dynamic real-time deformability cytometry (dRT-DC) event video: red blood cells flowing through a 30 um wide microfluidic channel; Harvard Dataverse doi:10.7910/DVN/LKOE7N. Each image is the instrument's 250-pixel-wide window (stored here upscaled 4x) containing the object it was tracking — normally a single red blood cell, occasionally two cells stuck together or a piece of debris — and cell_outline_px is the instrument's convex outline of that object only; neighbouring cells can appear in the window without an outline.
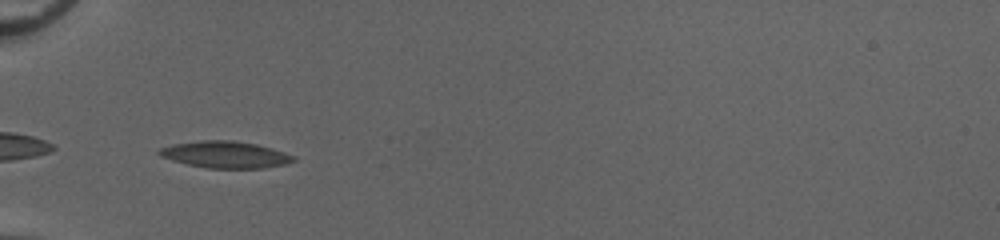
{"species": "common noctule bat (a hibernating species)", "species_latin": "Nyctalus noctula", "temperature_condition": "cold", "stored_images_in_passage": 34, "camera_frame_rate_fps": 3000, "um_per_image_px": 0.085, "animal": {"sex": "female", "body_mass_g": 20.0, "forearm_length_mm": 54.0}, "frame": {"image": 1, "passage_image": 1, "time_ms": 0.0, "image_size_px": [1000, 240], "cell_outline_px": [[296, 160], [284, 164], [264, 168], [208, 168], [188, 164], [172, 160], [160, 156], [156, 152], [160, 148], [172, 144], [200, 140], [232, 140], [256, 144], [272, 148], [296, 156]], "centroid_in_image_um": [19.15, 13.13], "position_along_channel_um": 65.9, "area_um2": 20.92}}
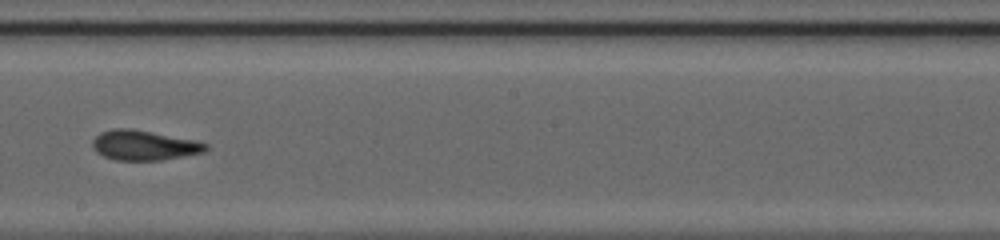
{"frame": {"image": 2, "passage_image": 14, "time_ms": 4.333, "image_size_px": [1000, 240], "cell_outline_px": [[208, 148], [204, 152], [160, 160], [116, 160], [104, 156], [96, 152], [92, 148], [92, 140], [100, 132], [112, 128], [132, 128], [196, 140], [208, 144]], "centroid_in_image_um": [12.22, 12.33], "position_along_channel_um": 236.0, "area_um2": 19.83}}
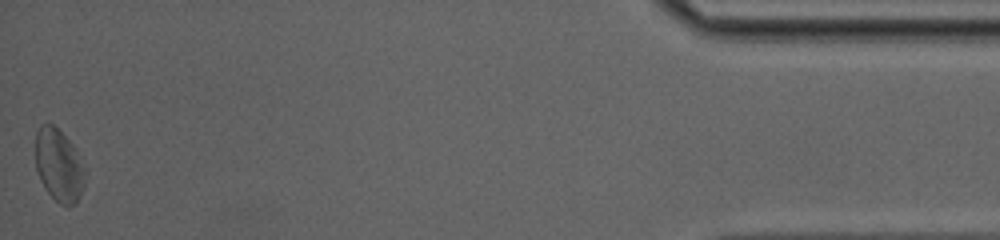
{"frame": {"image": 3, "passage_image": 34, "time_ms": 11.0, "image_size_px": [1000, 240], "cell_outline_px": [[84, 184], [80, 196], [68, 208], [60, 204], [44, 188], [40, 180], [36, 168], [36, 132], [40, 124], [52, 124], [72, 144], [76, 152], [84, 180]], "centroid_in_image_um": [4.95, 14.07], "position_along_channel_um": 430.3, "area_um2": 20.23}, "authors_computed_cell_mechanics": {"area_um2": 19.6809, "velocity_mm_per_s": 4.0629, "shape_relaxation_time_tau1_ms": 3.1225, "shape_relaxation_time_tau2_ms": 2.9476, "deformation_change_tau1": 0.1302, "deformation_change_tau2": 0.122}}